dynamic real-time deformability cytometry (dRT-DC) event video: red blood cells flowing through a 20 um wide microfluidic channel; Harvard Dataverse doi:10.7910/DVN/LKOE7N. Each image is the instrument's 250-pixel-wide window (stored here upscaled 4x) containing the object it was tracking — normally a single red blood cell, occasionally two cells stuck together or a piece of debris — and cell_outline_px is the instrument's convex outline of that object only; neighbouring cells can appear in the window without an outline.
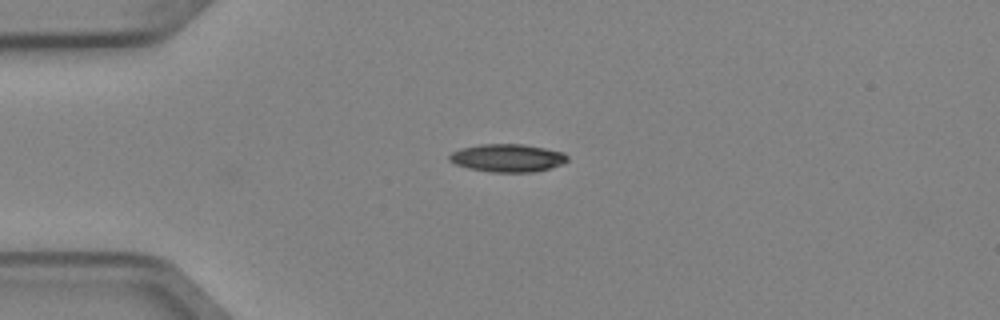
{"species": "Egyptian fruit bat (a non-hibernating species)", "species_latin": "Rousettus aegyptiacus", "temperature_condition": "cold", "stored_images_in_passage": 2, "camera_frame_rate_fps": 3000, "um_per_image_px": 0.085, "animal": {"sex": "female"}, "frame": {"image": 1, "passage_image": 1, "time_ms": 0.0, "image_size_px": [1000, 320], "cell_outline_px": [[568, 160], [560, 164], [548, 168], [532, 172], [492, 172], [468, 168], [456, 164], [448, 160], [448, 156], [452, 152], [460, 148], [480, 144], [524, 144], [564, 152], [568, 156]], "centroid_in_image_um": [43.11, 13.42], "position_along_channel_um": 41.9, "area_um2": 19.13}}